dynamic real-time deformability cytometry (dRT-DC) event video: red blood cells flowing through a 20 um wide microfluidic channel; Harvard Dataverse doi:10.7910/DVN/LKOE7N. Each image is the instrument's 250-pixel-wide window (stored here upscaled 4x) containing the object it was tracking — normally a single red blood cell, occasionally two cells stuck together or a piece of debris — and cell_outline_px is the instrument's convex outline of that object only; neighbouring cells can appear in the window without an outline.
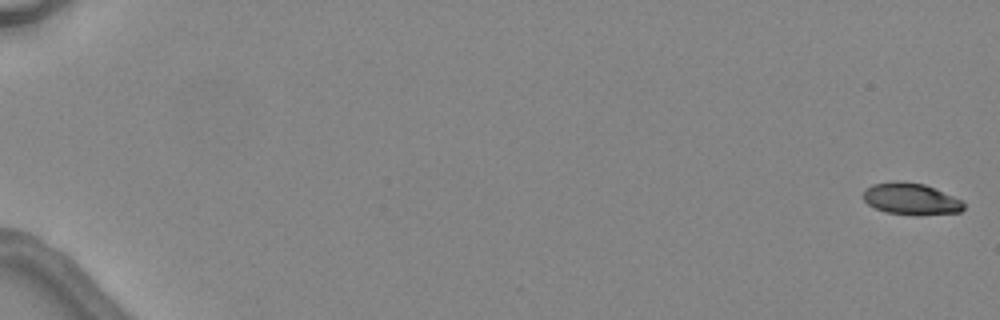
{"species": "common noctule bat (a hibernating species)", "species_latin": "Nyctalus noctula", "temperature_condition": "warm", "stored_images_in_passage": 5, "camera_frame_rate_fps": 3000, "um_per_image_px": 0.085, "animal": {"sex": "female", "body_mass_g": 24.6, "forearm_length_mm": 56.2}, "frame": {"image": 1, "passage_image": 1, "time_ms": 0.0, "image_size_px": [1000, 320], "cell_outline_px": [[964, 208], [960, 212], [920, 216], [888, 212], [876, 208], [868, 204], [864, 200], [864, 188], [872, 184], [896, 180], [900, 180], [924, 184], [952, 196], [960, 200], [964, 204]], "centroid_in_image_um": [77.41, 16.9], "position_along_channel_um": 7.6, "area_um2": 18.55}}